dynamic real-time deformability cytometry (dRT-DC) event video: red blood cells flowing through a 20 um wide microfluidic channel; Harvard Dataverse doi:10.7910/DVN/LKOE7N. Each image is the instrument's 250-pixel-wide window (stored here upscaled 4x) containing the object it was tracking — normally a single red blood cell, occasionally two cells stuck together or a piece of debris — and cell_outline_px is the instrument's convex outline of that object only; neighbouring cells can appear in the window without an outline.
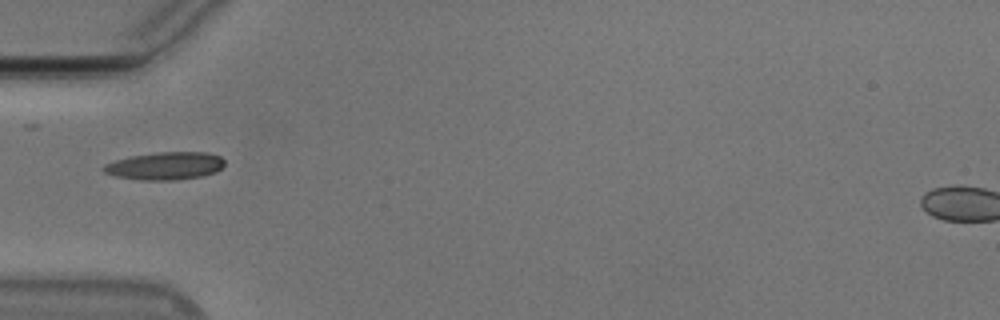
{"species": "Egyptian fruit bat (a non-hibernating species)", "species_latin": "Rousettus aegyptiacus", "temperature_condition": "cold", "stored_images_in_passage": 37, "camera_frame_rate_fps": 3000, "um_per_image_px": 0.085, "animal": {"sex": "male"}, "frame": {"image": 1, "passage_image": 1, "time_ms": 0.0, "image_size_px": [1000, 320], "cell_outline_px": [[224, 164], [216, 172], [200, 176], [176, 180], [140, 180], [116, 176], [104, 172], [100, 168], [104, 164], [128, 156], [160, 152], [204, 152], [220, 156], [224, 160]], "centroid_in_image_um": [14.0, 14.1], "position_along_channel_um": 71.0, "area_um2": 19.54}}
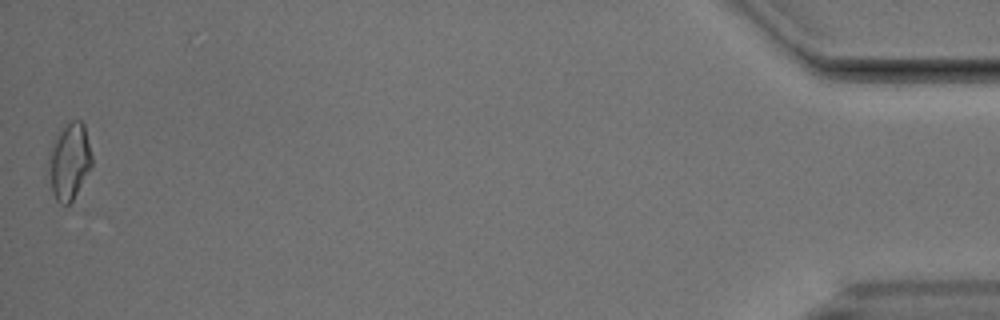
{"frame": {"image": 2, "passage_image": 37, "time_ms": 12.0, "image_size_px": [1000, 320], "cell_outline_px": [[92, 168], [72, 200], [68, 204], [60, 204], [56, 200], [52, 192], [48, 164], [48, 152], [56, 136], [72, 120], [80, 120], [84, 124], [92, 156]], "centroid_in_image_um": [5.9, 13.73], "position_along_channel_um": 429.3, "area_um2": 19.19}, "authors_computed_cell_mechanics": {"area_um2": 17.8602, "velocity_mm_per_s": 3.7713, "shape_relaxation_time_tau1_ms": 7.9228, "shape_relaxation_time_tau2_ms": 3.0914, "deformation_change_tau1": 0.1766, "deformation_change_tau2": 0.0821}}